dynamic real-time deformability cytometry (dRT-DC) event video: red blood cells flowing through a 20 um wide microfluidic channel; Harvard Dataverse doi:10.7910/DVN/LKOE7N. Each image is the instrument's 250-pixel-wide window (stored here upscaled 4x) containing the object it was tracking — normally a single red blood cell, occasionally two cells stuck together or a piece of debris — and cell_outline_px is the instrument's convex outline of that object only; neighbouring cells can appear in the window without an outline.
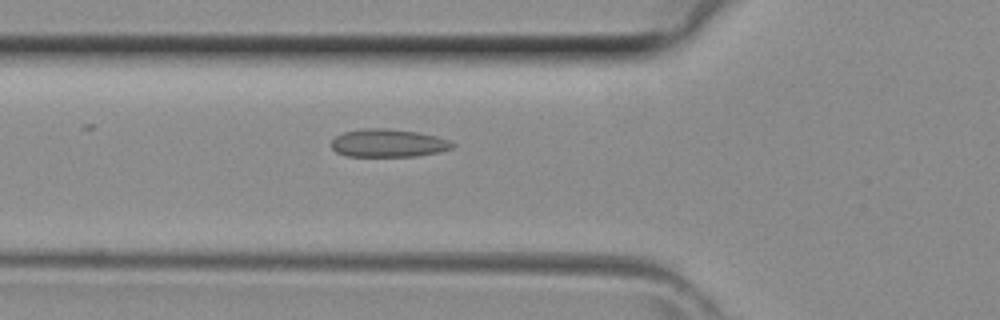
{"species": "common noctule bat (a hibernating species)", "species_latin": "Nyctalus noctula", "temperature_condition": "room temperature", "stored_images_in_passage": 42, "camera_frame_rate_fps": 3000, "um_per_image_px": 0.085, "animal": {"sex": "female", "body_mass_g": 29.2, "forearm_length_mm": 56.3}, "frame": {"image": 1, "passage_image": 15, "time_ms": 4.667, "image_size_px": [1000, 320], "cell_outline_px": [[456, 144], [452, 148], [440, 152], [416, 156], [344, 156], [336, 152], [332, 148], [332, 140], [336, 136], [344, 132], [364, 128], [384, 128], [416, 132], [436, 136], [448, 140]], "centroid_in_image_um": [32.99, 12.17], "position_along_channel_um": 92.8, "area_um2": 19.71}}
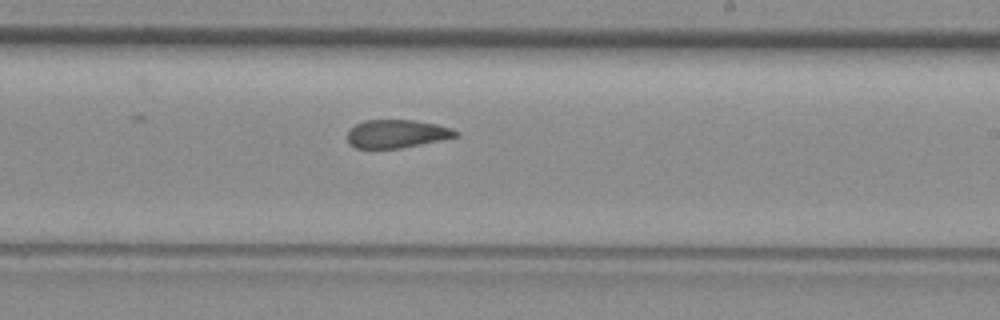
{"frame": {"image": 2, "passage_image": 25, "time_ms": 8.0, "image_size_px": [1000, 320], "cell_outline_px": [[460, 136], [400, 148], [356, 148], [348, 144], [348, 132], [356, 124], [364, 120], [416, 120], [436, 124], [452, 128], [460, 132]], "centroid_in_image_um": [33.75, 11.37], "position_along_channel_um": 255.3, "area_um2": 17.8}}
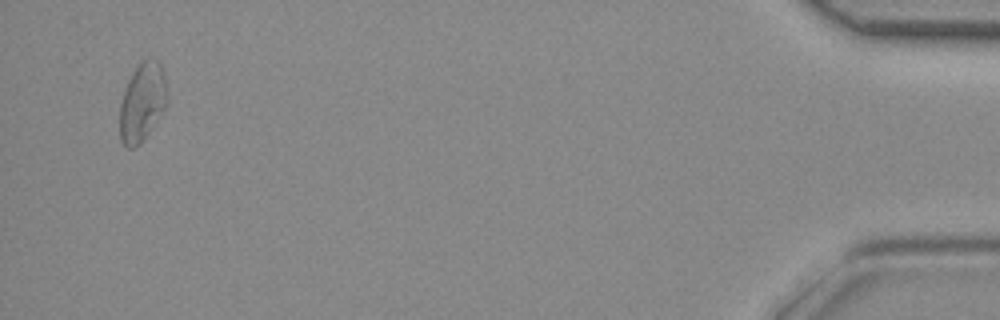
{"frame": {"image": 3, "passage_image": 41, "time_ms": 13.333, "image_size_px": [1000, 320], "cell_outline_px": [[168, 104], [140, 144], [132, 148], [128, 148], [120, 140], [120, 104], [128, 80], [132, 72], [140, 60], [148, 56], [156, 60], [160, 64], [164, 76], [168, 92]], "centroid_in_image_um": [12.11, 8.64], "position_along_channel_um": 423.1, "area_um2": 21.85}}